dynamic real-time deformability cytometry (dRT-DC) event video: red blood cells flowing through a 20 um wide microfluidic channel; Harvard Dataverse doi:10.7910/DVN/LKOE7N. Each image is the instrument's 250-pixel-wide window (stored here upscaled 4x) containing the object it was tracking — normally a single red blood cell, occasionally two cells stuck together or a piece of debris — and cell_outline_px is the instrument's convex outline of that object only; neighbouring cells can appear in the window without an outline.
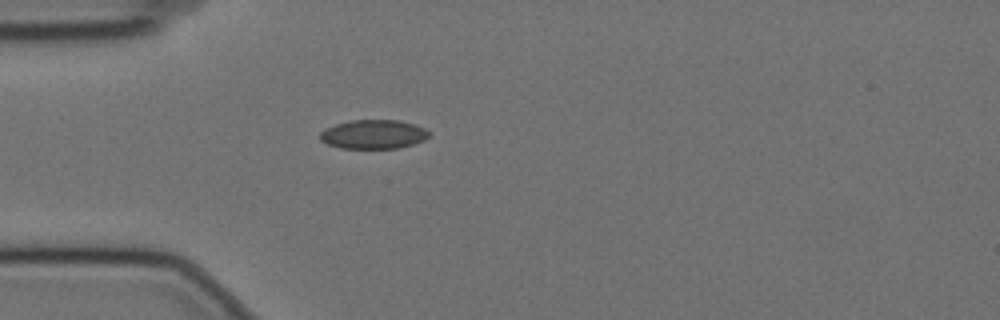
{"species": "Egyptian fruit bat (a non-hibernating species)", "species_latin": "Rousettus aegyptiacus", "temperature_condition": "cold", "stored_images_in_passage": 35, "camera_frame_rate_fps": 3000, "um_per_image_px": 0.085, "animal": {"sex": "female"}, "frame": {"image": 1, "passage_image": 1, "time_ms": 0.0, "image_size_px": [1000, 320], "cell_outline_px": [[428, 136], [424, 140], [412, 144], [396, 148], [340, 148], [328, 144], [320, 140], [320, 132], [324, 128], [336, 124], [352, 120], [400, 120], [416, 124], [424, 128], [428, 132]], "centroid_in_image_um": [31.72, 11.41], "position_along_channel_um": 53.3, "area_um2": 18.38}}
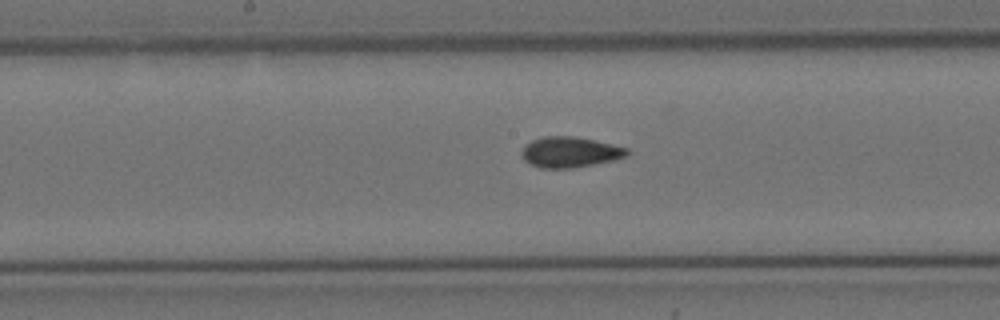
{"frame": {"image": 2, "passage_image": 14, "time_ms": 4.333, "image_size_px": [1000, 320], "cell_outline_px": [[628, 156], [612, 160], [572, 168], [540, 168], [528, 164], [524, 160], [520, 152], [524, 144], [532, 140], [544, 136], [572, 136], [592, 140], [628, 148]], "centroid_in_image_um": [48.37, 12.93], "position_along_channel_um": 199.8, "area_um2": 18.73}}
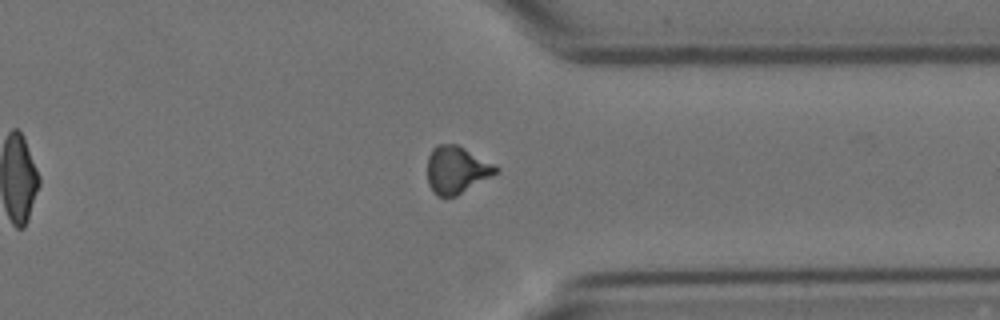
{"frame": {"image": 3, "passage_image": 29, "time_ms": 9.333, "image_size_px": [1000, 320], "cell_outline_px": [[500, 168], [496, 172], [456, 196], [436, 196], [432, 192], [428, 184], [428, 156], [432, 148], [436, 144], [456, 144], [464, 148]], "centroid_in_image_um": [38.74, 14.43], "position_along_channel_um": 372.7, "area_um2": 18.5}, "authors_computed_cell_mechanics": {"area_um2": 18.496, "velocity_mm_per_s": 3.5225, "shape_relaxation_time_tau1_ms": null, "shape_relaxation_time_tau2_ms": 2.0636, "deformation_change_tau1": null, "deformation_change_tau2": 0.0544}}